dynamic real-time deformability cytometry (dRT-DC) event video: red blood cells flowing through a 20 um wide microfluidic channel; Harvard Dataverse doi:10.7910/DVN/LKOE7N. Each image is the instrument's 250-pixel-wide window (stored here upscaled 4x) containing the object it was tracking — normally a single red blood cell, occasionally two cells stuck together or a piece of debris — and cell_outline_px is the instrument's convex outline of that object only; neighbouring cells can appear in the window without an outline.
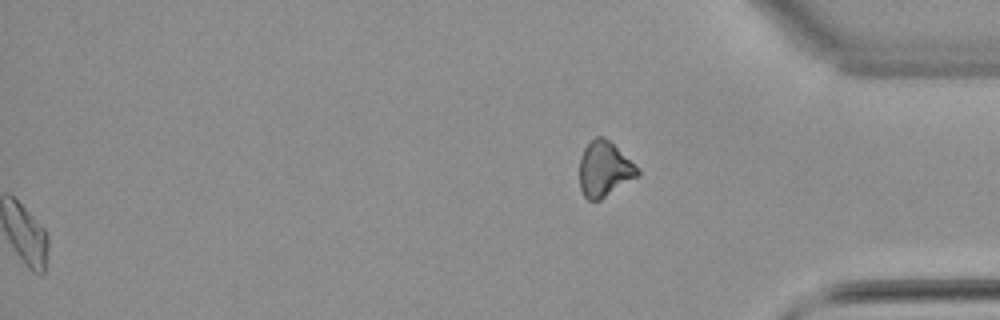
{"species": "common noctule bat (a hibernating species)", "species_latin": "Nyctalus noctula", "temperature_condition": "warm", "stored_images_in_passage": 54, "segment_of_instrument_passage": [2, 2], "camera_frame_rate_fps": 3000, "um_per_image_px": 0.085, "animal": {"sex": "male", "body_mass_g": 21.5, "forearm_length_mm": 52.0}, "frame": {"image": 1, "passage_image": 54, "time_ms": 17.667, "image_size_px": [1000, 320], "cell_outline_px": [[640, 176], [600, 200], [588, 200], [584, 196], [580, 188], [580, 156], [584, 148], [596, 136], [604, 136], [640, 172]], "centroid_in_image_um": [51.34, 14.41], "position_along_channel_um": 383.9, "area_um2": 18.32}}